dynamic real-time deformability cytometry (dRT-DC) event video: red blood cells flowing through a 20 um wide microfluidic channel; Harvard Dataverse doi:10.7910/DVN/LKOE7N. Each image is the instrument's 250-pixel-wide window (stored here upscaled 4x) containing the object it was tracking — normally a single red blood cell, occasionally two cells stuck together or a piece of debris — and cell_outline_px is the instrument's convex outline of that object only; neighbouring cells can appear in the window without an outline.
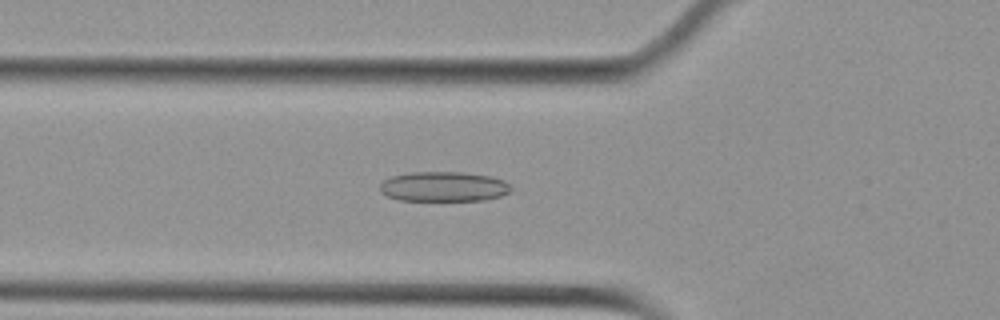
{"species": "Egyptian fruit bat (a non-hibernating species)", "species_latin": "Rousettus aegyptiacus", "temperature_condition": "cold", "stored_images_in_passage": 19, "camera_frame_rate_fps": 3000, "um_per_image_px": 0.085, "animal": {"sex": "female"}, "frame": {"image": 1, "passage_image": 18, "time_ms": 5.667, "image_size_px": [1000, 320], "cell_outline_px": [[512, 192], [488, 200], [400, 200], [388, 196], [380, 192], [380, 184], [384, 180], [392, 176], [408, 172], [464, 172], [488, 176], [504, 180], [512, 188]], "centroid_in_image_um": [37.73, 15.86], "position_along_channel_um": 88.1, "area_um2": 22.89}}